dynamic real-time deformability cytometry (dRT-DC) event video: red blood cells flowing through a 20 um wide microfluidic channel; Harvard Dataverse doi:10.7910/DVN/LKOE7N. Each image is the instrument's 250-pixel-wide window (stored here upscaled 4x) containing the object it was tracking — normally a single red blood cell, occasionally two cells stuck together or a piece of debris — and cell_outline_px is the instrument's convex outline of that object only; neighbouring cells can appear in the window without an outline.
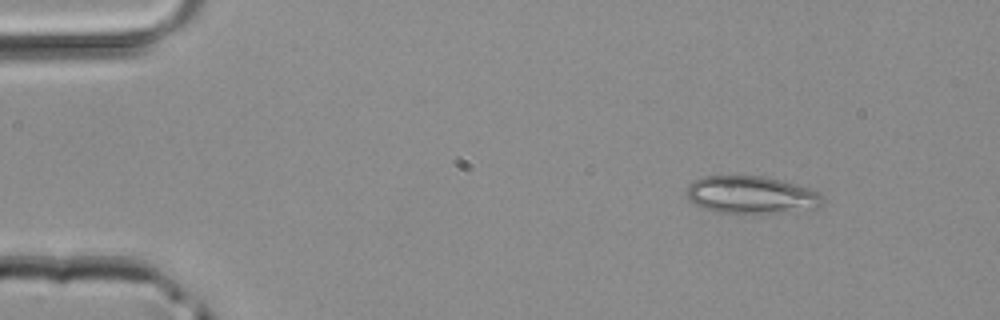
{"species": "common noctule bat (a hibernating species)", "species_latin": "Nyctalus noctula", "temperature_condition": "room temperature", "stored_images_in_passage": 3, "camera_frame_rate_fps": 3000, "um_per_image_px": 0.085, "animal": {"sex": "male", "body_mass_g": 20.4}, "frame": {"image": 1, "passage_image": 1, "time_ms": 0.0, "image_size_px": [1000, 320], "cell_outline_px": [[824, 200], [816, 208], [784, 212], [716, 212], [704, 208], [696, 204], [688, 196], [688, 184], [704, 176], [764, 176], [812, 188], [820, 192], [824, 196]], "centroid_in_image_um": [63.92, 16.55], "position_along_channel_um": 21.1, "area_um2": 29.36}}